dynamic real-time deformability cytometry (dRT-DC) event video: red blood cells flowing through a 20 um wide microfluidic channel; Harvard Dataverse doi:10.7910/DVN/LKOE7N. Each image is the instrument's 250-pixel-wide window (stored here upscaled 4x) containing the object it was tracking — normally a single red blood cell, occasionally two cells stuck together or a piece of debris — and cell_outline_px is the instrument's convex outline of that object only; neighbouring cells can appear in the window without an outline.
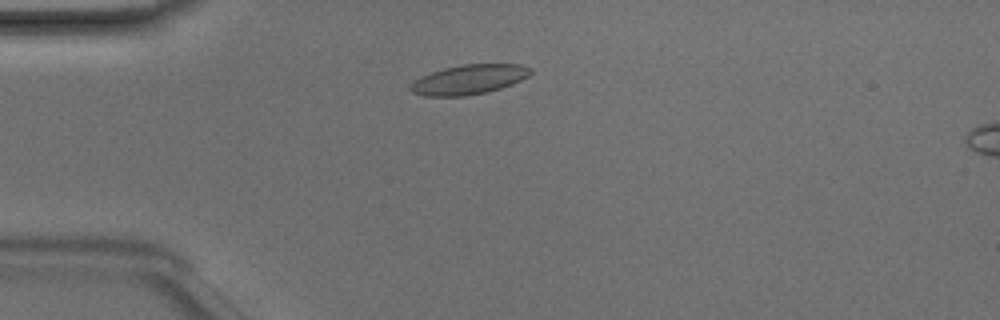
{"species": "Egyptian fruit bat (a non-hibernating species)", "species_latin": "Rousettus aegyptiacus", "temperature_condition": "room temperature", "stored_images_in_passage": 39, "camera_frame_rate_fps": 3000, "um_per_image_px": 0.085, "animal": {"sex": "male"}, "frame": {"image": 1, "passage_image": 3, "time_ms": 0.667, "image_size_px": [1000, 320], "cell_outline_px": [[532, 72], [528, 76], [512, 84], [488, 92], [464, 96], [424, 96], [412, 92], [408, 88], [416, 80], [432, 72], [444, 68], [464, 64], [520, 64], [532, 68]], "centroid_in_image_um": [39.89, 6.76], "position_along_channel_um": 45.1, "area_um2": 20.58}}
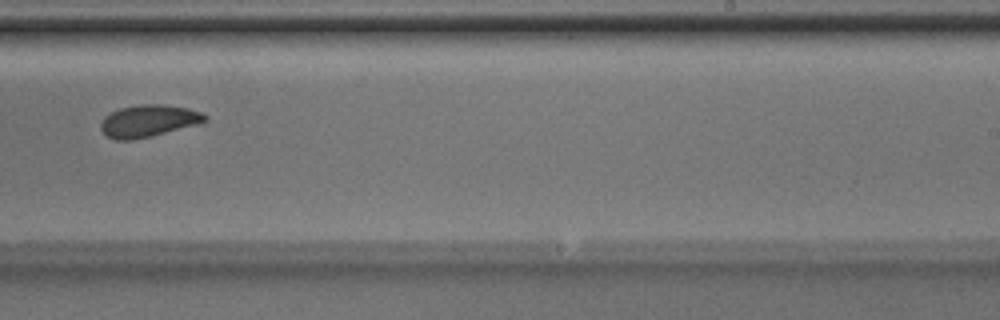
{"frame": {"image": 2, "passage_image": 21, "time_ms": 6.667, "image_size_px": [1000, 320], "cell_outline_px": [[208, 120], [200, 124], [132, 140], [116, 140], [108, 136], [100, 128], [100, 124], [104, 116], [120, 108], [140, 104], [164, 104], [188, 108], [200, 112], [208, 116]], "centroid_in_image_um": [12.64, 10.26], "position_along_channel_um": 276.4, "area_um2": 19.42}}
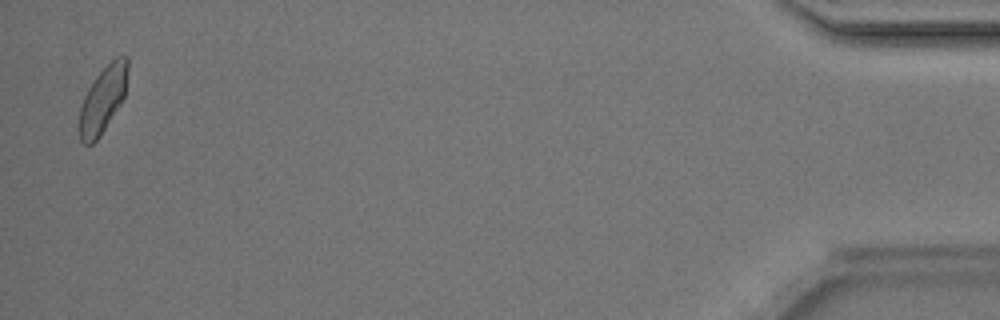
{"frame": {"image": 3, "passage_image": 38, "time_ms": 12.333, "image_size_px": [1000, 320], "cell_outline_px": [[128, 68], [124, 96], [100, 136], [92, 144], [84, 144], [80, 140], [80, 108], [84, 96], [88, 88], [96, 76], [116, 56], [128, 56]], "centroid_in_image_um": [8.74, 8.44], "position_along_channel_um": 426.5, "area_um2": 18.26}, "authors_computed_cell_mechanics": {"area_um2": 19.4208, "velocity_mm_per_s": 4.1962, "shape_relaxation_time_tau1_ms": 4.4472, "shape_relaxation_time_tau2_ms": 1.694, "deformation_change_tau1": 0.1018, "deformation_change_tau2": 0.0647}}